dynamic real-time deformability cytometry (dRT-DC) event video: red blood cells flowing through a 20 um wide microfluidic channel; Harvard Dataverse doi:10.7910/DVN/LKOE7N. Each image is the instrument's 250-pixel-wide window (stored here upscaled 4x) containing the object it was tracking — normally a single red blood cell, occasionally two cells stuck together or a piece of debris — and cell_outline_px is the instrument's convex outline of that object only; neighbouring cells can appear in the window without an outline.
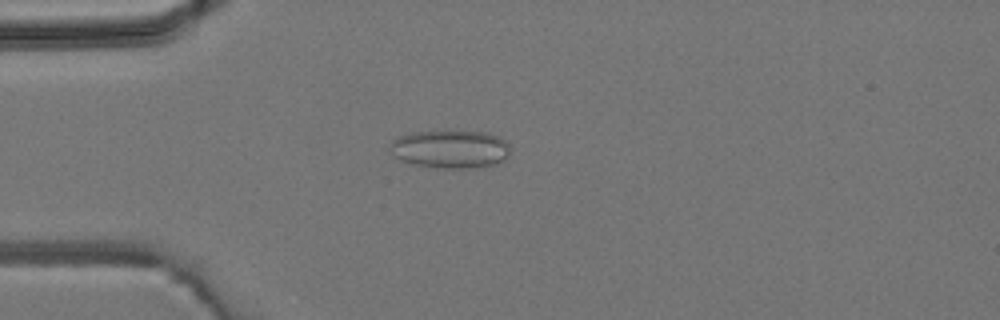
{"species": "common noctule bat (a hibernating species)", "species_latin": "Nyctalus noctula", "temperature_condition": "room temperature", "stored_images_in_passage": 4, "camera_frame_rate_fps": 3000, "um_per_image_px": 0.085, "animal": {"sex": "male", "body_mass_g": 19.2, "forearm_length_mm": 51.8}, "frame": {"image": 1, "passage_image": 4, "time_ms": 4.333, "image_size_px": [1000, 320], "cell_outline_px": [[512, 148], [508, 156], [504, 160], [496, 164], [480, 168], [436, 168], [412, 164], [400, 160], [392, 156], [388, 148], [392, 140], [400, 136], [412, 132], [488, 132], [500, 136]], "centroid_in_image_um": [38.29, 12.7], "position_along_channel_um": 46.7, "area_um2": 27.11}}